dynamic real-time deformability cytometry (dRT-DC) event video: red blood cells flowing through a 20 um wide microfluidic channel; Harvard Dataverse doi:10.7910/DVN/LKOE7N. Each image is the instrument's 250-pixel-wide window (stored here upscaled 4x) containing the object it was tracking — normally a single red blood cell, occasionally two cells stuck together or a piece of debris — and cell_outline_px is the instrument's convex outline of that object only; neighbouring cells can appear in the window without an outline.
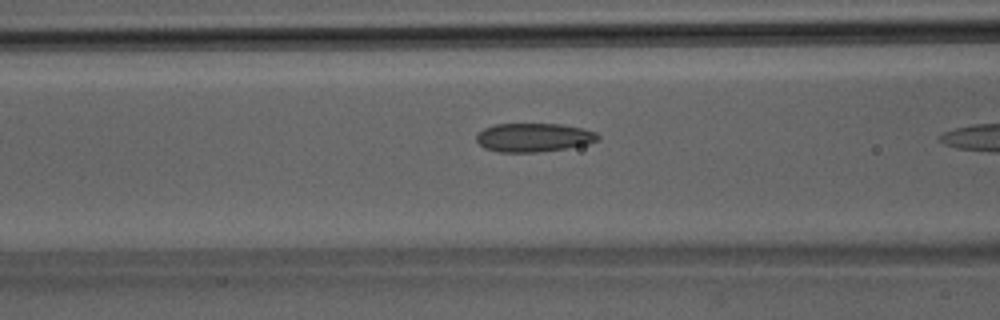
{"species": "Egyptian fruit bat (a non-hibernating species)", "species_latin": "Rousettus aegyptiacus", "temperature_condition": "room temperature", "stored_images_in_passage": 6, "camera_frame_rate_fps": 3000, "um_per_image_px": 0.085, "animal": {"sex": "male"}, "frame": {"image": 1, "passage_image": 5, "time_ms": 1.333, "image_size_px": [1000, 320], "cell_outline_px": [[600, 140], [588, 144], [564, 148], [536, 152], [500, 152], [484, 148], [476, 140], [476, 136], [484, 128], [496, 124], [560, 124], [580, 128], [596, 132], [600, 136]], "centroid_in_image_um": [45.37, 11.68], "position_along_channel_um": 121.2, "area_um2": 20.17}}